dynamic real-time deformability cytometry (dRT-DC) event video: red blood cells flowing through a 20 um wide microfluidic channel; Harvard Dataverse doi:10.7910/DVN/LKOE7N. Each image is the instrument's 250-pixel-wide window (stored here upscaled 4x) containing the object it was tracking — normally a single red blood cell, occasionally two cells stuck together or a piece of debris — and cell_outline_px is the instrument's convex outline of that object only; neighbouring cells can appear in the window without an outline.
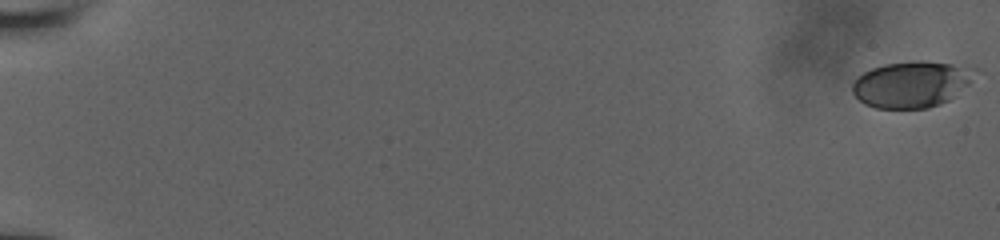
{"species": "human", "species_latin": "Homo sapiens", "temperature_condition": "room temperature", "stored_images_in_passage": 58, "segment_of_instrument_passage": [1, 2], "camera_frame_rate_fps": 3000, "um_per_image_px": 0.085, "donor": {"sex": "male"}, "frame": {"image": 1, "passage_image": 1, "time_ms": 0.0, "image_size_px": [1000, 240], "cell_outline_px": [[980, 68], [968, 84], [948, 100], [940, 104], [928, 108], [876, 108], [864, 104], [852, 92], [852, 80], [856, 76], [872, 68], [884, 64], [916, 60], [924, 60]], "centroid_in_image_um": [77.46, 7.14], "position_along_channel_um": 7.5, "area_um2": 33.23}}
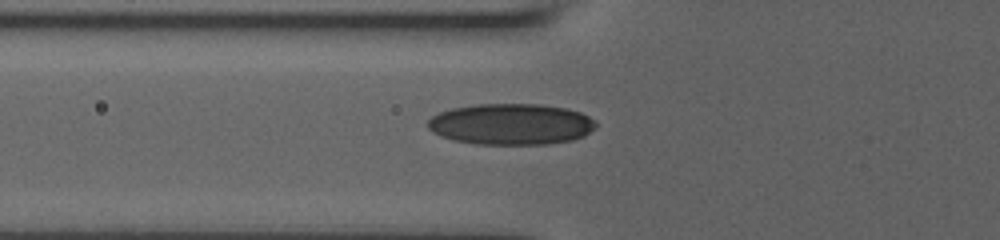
{"frame": {"image": 2, "passage_image": 24, "time_ms": 7.667, "image_size_px": [1000, 240], "cell_outline_px": [[596, 128], [584, 136], [572, 140], [548, 144], [476, 144], [456, 140], [440, 136], [432, 132], [428, 128], [428, 120], [432, 116], [440, 112], [452, 108], [476, 104], [540, 104], [564, 108], [580, 112], [596, 120]], "centroid_in_image_um": [43.45, 10.55], "position_along_channel_um": 82.3, "area_um2": 40.4}}
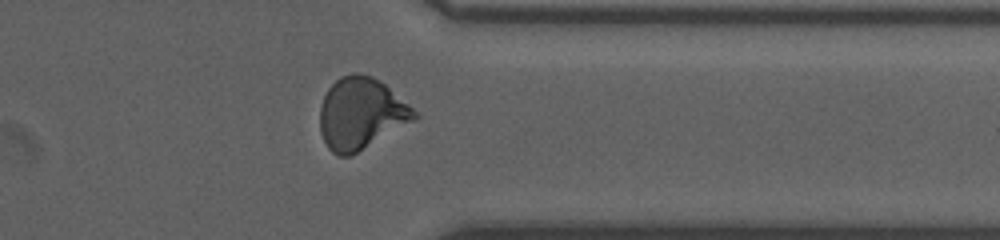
{"frame": {"image": 3, "passage_image": 47, "time_ms": 15.333, "image_size_px": [1000, 240], "cell_outline_px": [[420, 116], [416, 120], [356, 152], [348, 156], [340, 156], [332, 152], [328, 148], [320, 132], [320, 108], [324, 96], [328, 88], [340, 76], [352, 72], [360, 72], [372, 76], [384, 84], [408, 104]], "centroid_in_image_um": [30.67, 9.63], "position_along_channel_um": 380.7, "area_um2": 39.13}}